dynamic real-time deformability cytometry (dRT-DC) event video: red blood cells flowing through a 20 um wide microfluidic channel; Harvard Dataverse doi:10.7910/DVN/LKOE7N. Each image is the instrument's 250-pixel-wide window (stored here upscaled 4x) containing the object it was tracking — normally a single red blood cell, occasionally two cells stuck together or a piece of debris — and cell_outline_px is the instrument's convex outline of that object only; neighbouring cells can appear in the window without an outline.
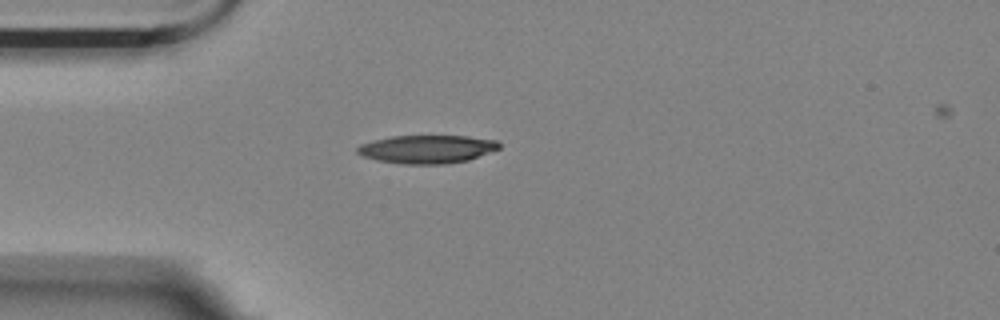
{"species": "Egyptian fruit bat (a non-hibernating species)", "species_latin": "Rousettus aegyptiacus", "temperature_condition": "room temperature", "stored_images_in_passage": 42, "camera_frame_rate_fps": 3000, "um_per_image_px": 0.085, "animal": {"sex": "female"}, "frame": {"image": 1, "passage_image": 1, "time_ms": 0.0, "image_size_px": [1000, 320], "cell_outline_px": [[500, 148], [468, 160], [444, 164], [404, 164], [376, 160], [364, 156], [356, 152], [356, 148], [360, 144], [372, 140], [392, 136], [468, 136], [496, 140], [500, 144]], "centroid_in_image_um": [36.27, 12.67], "position_along_channel_um": 48.7, "area_um2": 23.29}}
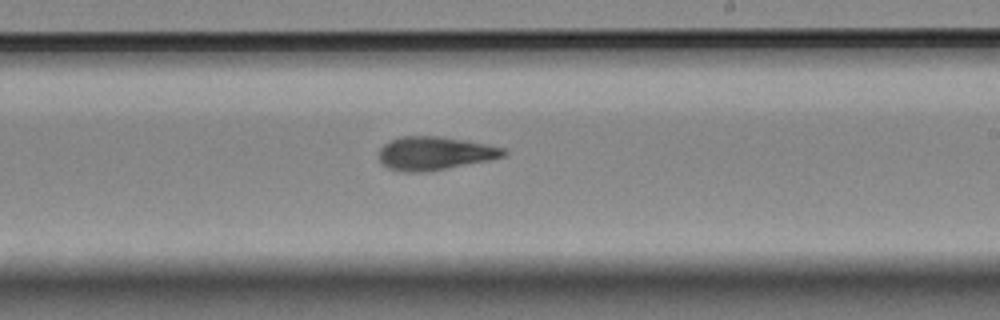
{"frame": {"image": 2, "passage_image": 19, "time_ms": 6.0, "image_size_px": [1000, 320], "cell_outline_px": [[508, 152], [504, 156], [488, 160], [424, 172], [404, 172], [388, 168], [380, 160], [380, 148], [384, 144], [400, 136], [436, 136], [484, 144], [504, 148]], "centroid_in_image_um": [36.92, 13.03], "position_along_channel_um": 252.1, "area_um2": 23.7}}
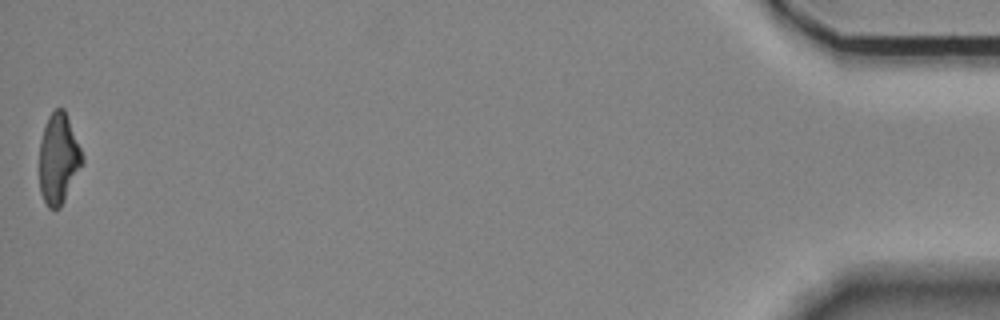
{"frame": {"image": 3, "passage_image": 42, "time_ms": 13.667, "image_size_px": [1000, 320], "cell_outline_px": [[84, 164], [60, 208], [48, 208], [40, 192], [40, 140], [48, 116], [56, 108], [64, 108], [84, 156]], "centroid_in_image_um": [5.0, 13.5], "position_along_channel_um": 430.2, "area_um2": 22.66}, "authors_computed_cell_mechanics": {"area_um2": 23.6402, "velocity_mm_per_s": 3.5617, "shape_relaxation_time_tau1_ms": null, "shape_relaxation_time_tau2_ms": 5.5437, "deformation_change_tau1": null, "deformation_change_tau2": 0.1557}}